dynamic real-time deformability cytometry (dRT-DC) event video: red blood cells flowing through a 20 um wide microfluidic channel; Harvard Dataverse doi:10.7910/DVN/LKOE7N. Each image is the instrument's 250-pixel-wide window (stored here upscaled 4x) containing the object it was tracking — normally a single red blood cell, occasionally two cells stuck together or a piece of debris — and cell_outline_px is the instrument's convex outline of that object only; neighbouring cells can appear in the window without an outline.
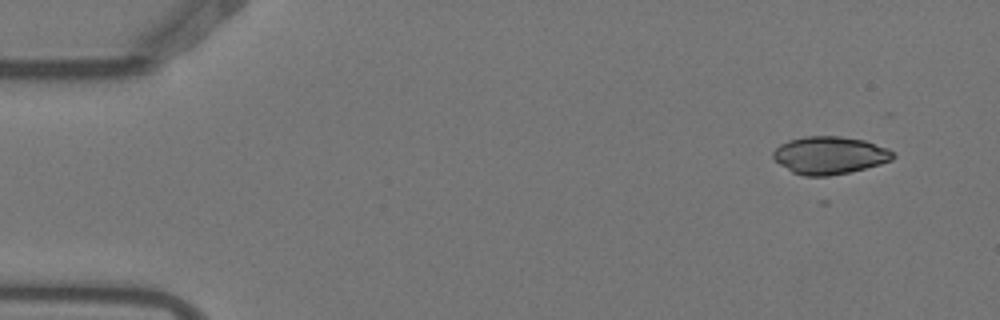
{"species": "Egyptian fruit bat (a non-hibernating species)", "species_latin": "Rousettus aegyptiacus", "temperature_condition": "warm", "stored_images_in_passage": 4, "camera_frame_rate_fps": 3000, "um_per_image_px": 0.085, "animal": {"sex": "female"}, "frame": {"image": 1, "passage_image": 1, "time_ms": 0.0, "image_size_px": [1000, 320], "cell_outline_px": [[896, 156], [892, 160], [880, 164], [848, 172], [828, 176], [804, 176], [792, 172], [780, 164], [772, 156], [772, 152], [780, 144], [788, 140], [808, 136], [840, 136], [864, 140], [888, 148]], "centroid_in_image_um": [70.51, 13.19], "position_along_channel_um": 14.5, "area_um2": 26.18}}
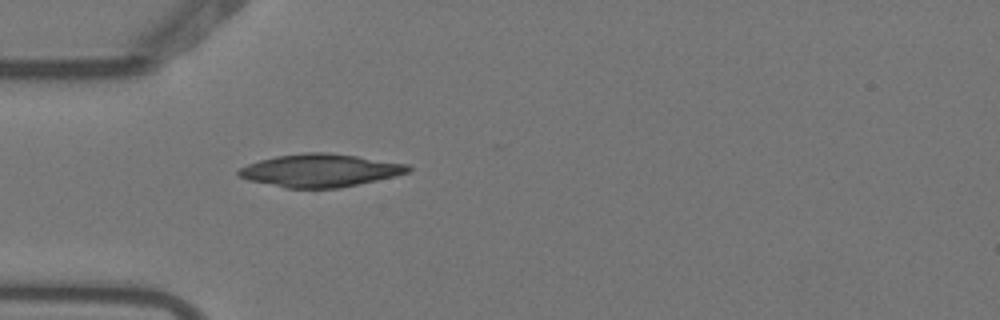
{"frame": {"image": 2, "passage_image": 4, "time_ms": 1.0, "image_size_px": [1000, 320], "cell_outline_px": [[412, 172], [340, 188], [284, 188], [248, 180], [240, 176], [236, 172], [240, 168], [248, 164], [260, 160], [276, 156], [304, 152], [324, 152], [356, 156], [412, 164]], "centroid_in_image_um": [27.25, 14.48], "position_along_channel_um": 57.8, "area_um2": 32.6}}